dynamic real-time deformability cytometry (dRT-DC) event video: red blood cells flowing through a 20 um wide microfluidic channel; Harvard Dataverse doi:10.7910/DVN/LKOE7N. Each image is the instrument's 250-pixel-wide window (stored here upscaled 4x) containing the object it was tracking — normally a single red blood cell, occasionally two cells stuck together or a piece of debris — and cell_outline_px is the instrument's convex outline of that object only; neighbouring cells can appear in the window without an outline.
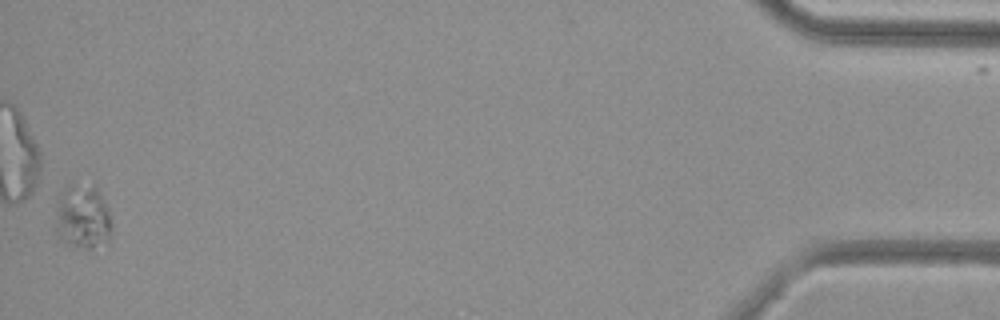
{"species": "common noctule bat (a hibernating species)", "species_latin": "Nyctalus noctula", "temperature_condition": "cold", "stored_images_in_passage": 42, "camera_frame_rate_fps": 3000, "um_per_image_px": 0.085, "animal": {"sex": "female", "body_mass_g": 29.2, "forearm_length_mm": 56.3}, "frame": {"image": 1, "passage_image": 41, "time_ms": 13.333, "image_size_px": [1000, 320], "cell_outline_px": [[112, 232], [108, 244], [92, 248], [84, 248], [64, 244], [56, 236], [56, 200], [60, 192], [68, 184], [72, 184], [96, 188], [104, 200], [108, 208], [112, 224]], "centroid_in_image_um": [7.02, 18.49], "position_along_channel_um": 428.2, "area_um2": 21.62}}